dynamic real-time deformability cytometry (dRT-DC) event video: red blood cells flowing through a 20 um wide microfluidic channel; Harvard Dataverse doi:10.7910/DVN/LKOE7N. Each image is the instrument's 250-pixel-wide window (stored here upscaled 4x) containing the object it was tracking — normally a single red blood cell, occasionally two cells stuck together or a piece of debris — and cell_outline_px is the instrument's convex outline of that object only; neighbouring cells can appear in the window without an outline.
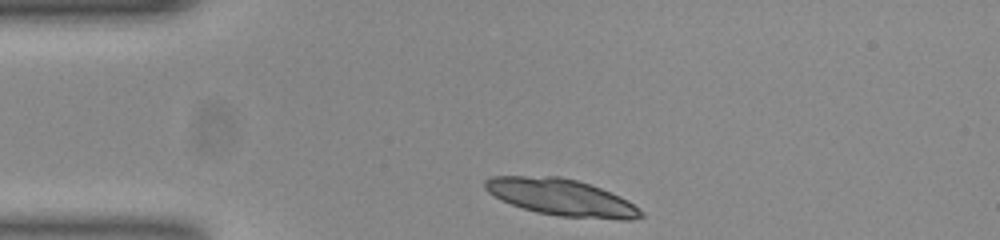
{"species": "common noctule bat (a hibernating species)", "species_latin": "Nyctalus noctula", "temperature_condition": "room temperature", "stored_images_in_passage": 33, "camera_frame_rate_fps": 3000, "um_per_image_px": 0.085, "animal": {"sex": "female", "body_mass_g": 23.0, "forearm_length_mm": 53.4}, "frame": {"image": 1, "passage_image": 1, "time_ms": 0.0, "image_size_px": [1000, 240], "cell_outline_px": [[644, 216], [632, 220], [620, 220], [560, 216], [536, 212], [500, 200], [488, 192], [484, 188], [484, 180], [492, 176], [560, 176], [576, 180], [600, 188], [620, 196], [628, 200], [644, 212]], "centroid_in_image_um": [47.73, 16.78], "position_along_channel_um": 37.3, "area_um2": 33.41}}